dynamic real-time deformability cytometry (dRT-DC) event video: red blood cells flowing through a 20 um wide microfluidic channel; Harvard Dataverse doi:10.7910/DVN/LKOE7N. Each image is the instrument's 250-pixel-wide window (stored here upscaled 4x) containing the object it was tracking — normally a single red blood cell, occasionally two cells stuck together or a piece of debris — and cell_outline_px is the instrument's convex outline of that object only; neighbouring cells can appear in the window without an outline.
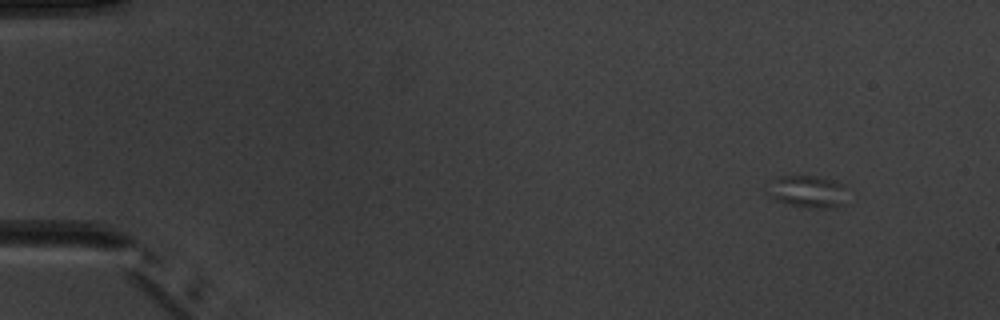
{"species": "common noctule bat (a hibernating species)", "species_latin": "Nyctalus noctula", "temperature_condition": "warm", "stored_images_in_passage": 5, "camera_frame_rate_fps": 3000, "um_per_image_px": 0.085, "animal": {"sex": "male", "body_mass_g": 20.1, "forearm_length_mm": 53.5}, "frame": {"image": 1, "passage_image": 1, "time_ms": 0.0, "image_size_px": [1000, 320], "cell_outline_px": [[848, 188], [840, 204], [836, 208], [808, 208], [776, 200], [764, 192], [764, 188], [772, 180], [780, 176], [816, 176], [836, 180], [844, 184]], "centroid_in_image_um": [68.61, 16.26], "position_along_channel_um": 16.4, "area_um2": 15.2}}
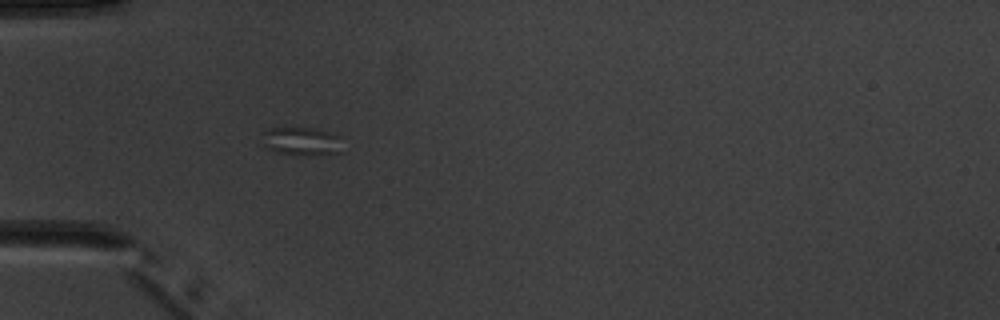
{"frame": {"image": 2, "passage_image": 5, "time_ms": 4.0, "image_size_px": [1000, 320], "cell_outline_px": [[340, 152], [312, 156], [300, 156], [276, 152], [264, 148], [260, 144], [264, 132], [268, 128], [316, 128], [340, 136]], "centroid_in_image_um": [25.57, 12.03], "position_along_channel_um": 59.4, "area_um2": 13.58}}